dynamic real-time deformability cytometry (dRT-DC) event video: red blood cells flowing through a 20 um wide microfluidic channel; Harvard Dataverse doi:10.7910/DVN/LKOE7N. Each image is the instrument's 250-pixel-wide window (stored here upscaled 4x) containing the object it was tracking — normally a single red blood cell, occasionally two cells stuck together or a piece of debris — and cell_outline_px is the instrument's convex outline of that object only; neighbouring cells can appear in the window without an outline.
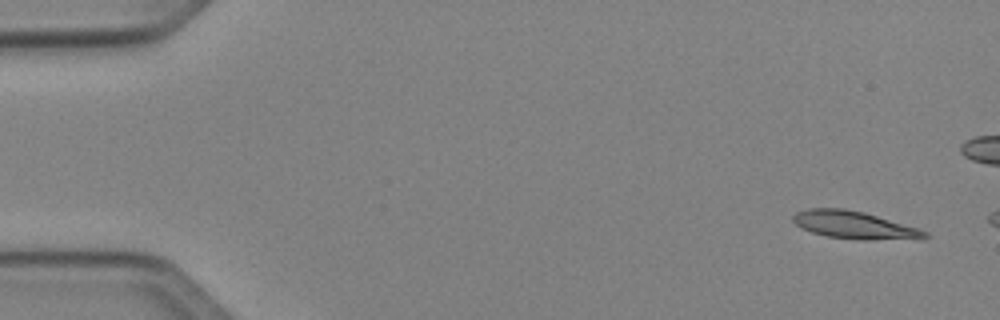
{"species": "Egyptian fruit bat (a non-hibernating species)", "species_latin": "Rousettus aegyptiacus", "temperature_condition": "cold", "stored_images_in_passage": 6, "camera_frame_rate_fps": 3000, "um_per_image_px": 0.085, "animal": {"sex": "female"}, "frame": {"image": 1, "passage_image": 1, "time_ms": 0.0, "image_size_px": [1000, 320], "cell_outline_px": [[932, 236], [872, 240], [860, 240], [828, 236], [812, 232], [796, 224], [792, 220], [792, 216], [796, 212], [808, 208], [844, 208], [864, 212], [920, 228], [928, 232]], "centroid_in_image_um": [72.59, 19.11], "position_along_channel_um": 12.4, "area_um2": 20.92}}